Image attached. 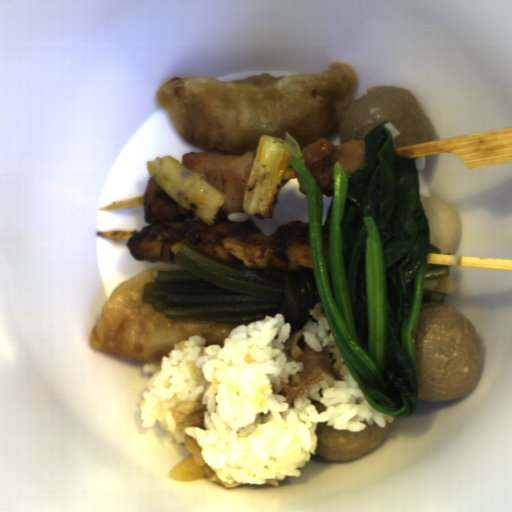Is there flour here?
Returning a JSON list of instances; mask_svg holds the SVG:
<instances>
[{
	"mask_svg": "<svg viewBox=\"0 0 512 512\" xmlns=\"http://www.w3.org/2000/svg\"><path fill=\"white\" fill-rule=\"evenodd\" d=\"M354 70L332 63L320 75L267 73L241 81L181 76L158 88L162 110L183 140L201 149L244 155L262 136L285 141L290 134L301 149L338 135V123L354 103Z\"/></svg>",
	"mask_w": 512,
	"mask_h": 512,
	"instance_id": "c2a2500e",
	"label": "flour"
},
{
	"mask_svg": "<svg viewBox=\"0 0 512 512\" xmlns=\"http://www.w3.org/2000/svg\"><path fill=\"white\" fill-rule=\"evenodd\" d=\"M158 272H181L149 269L133 276L111 293L102 306L91 330V344L106 355L128 357L144 364H159L173 346L199 335L206 345L222 347L225 336L241 325L201 321H172L142 301L143 291Z\"/></svg>",
	"mask_w": 512,
	"mask_h": 512,
	"instance_id": "a7fe0414",
	"label": "flour"
}]
</instances>
